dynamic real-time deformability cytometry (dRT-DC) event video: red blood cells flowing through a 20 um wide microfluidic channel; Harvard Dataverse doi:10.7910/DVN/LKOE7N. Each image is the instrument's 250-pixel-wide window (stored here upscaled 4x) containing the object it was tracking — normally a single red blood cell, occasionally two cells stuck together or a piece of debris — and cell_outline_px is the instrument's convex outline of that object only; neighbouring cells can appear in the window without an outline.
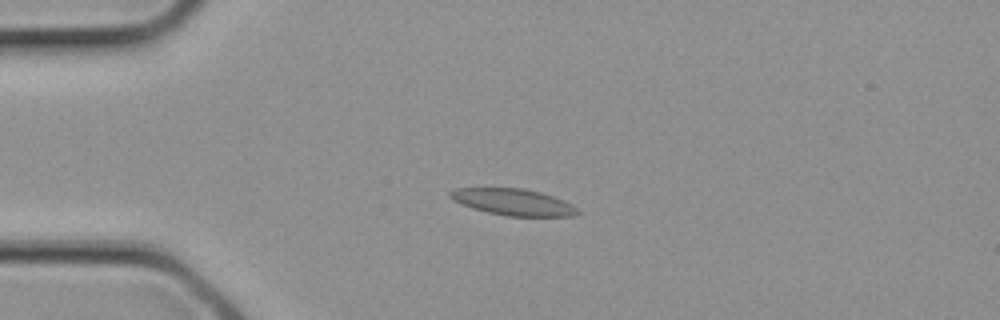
{"species": "common noctule bat (a hibernating species)", "species_latin": "Nyctalus noctula", "temperature_condition": "cold", "stored_images_in_passage": 1, "camera_frame_rate_fps": 3000, "um_per_image_px": 0.085, "animal": {"sex": "female", "body_mass_g": 21.9}, "frame": {"image": 1, "passage_image": 1, "time_ms": 0.0, "image_size_px": [1000, 320], "cell_outline_px": [[580, 212], [572, 216], [508, 216], [488, 212], [472, 208], [460, 204], [452, 200], [448, 196], [448, 192], [456, 188], [524, 188], [540, 192], [564, 200], [572, 204]], "centroid_in_image_um": [43.59, 17.17], "position_along_channel_um": 41.4, "area_um2": 19.71}}